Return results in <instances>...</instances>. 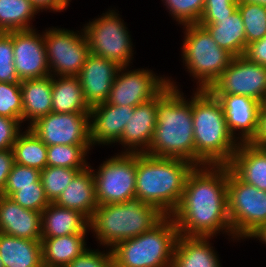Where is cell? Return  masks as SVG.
Masks as SVG:
<instances>
[{
	"label": "cell",
	"instance_id": "1",
	"mask_svg": "<svg viewBox=\"0 0 266 267\" xmlns=\"http://www.w3.org/2000/svg\"><path fill=\"white\" fill-rule=\"evenodd\" d=\"M228 165L195 166L188 174L181 200L170 215L179 235L233 236L227 203ZM231 237V238H230Z\"/></svg>",
	"mask_w": 266,
	"mask_h": 267
},
{
	"label": "cell",
	"instance_id": "2",
	"mask_svg": "<svg viewBox=\"0 0 266 267\" xmlns=\"http://www.w3.org/2000/svg\"><path fill=\"white\" fill-rule=\"evenodd\" d=\"M168 83L157 95V124L146 154L195 165L192 96L186 100L173 79L168 78Z\"/></svg>",
	"mask_w": 266,
	"mask_h": 267
},
{
	"label": "cell",
	"instance_id": "3",
	"mask_svg": "<svg viewBox=\"0 0 266 267\" xmlns=\"http://www.w3.org/2000/svg\"><path fill=\"white\" fill-rule=\"evenodd\" d=\"M195 166L228 165L239 145L230 134L220 100L209 90L192 94Z\"/></svg>",
	"mask_w": 266,
	"mask_h": 267
},
{
	"label": "cell",
	"instance_id": "4",
	"mask_svg": "<svg viewBox=\"0 0 266 267\" xmlns=\"http://www.w3.org/2000/svg\"><path fill=\"white\" fill-rule=\"evenodd\" d=\"M194 164L180 158L137 153L136 197L170 216L177 208Z\"/></svg>",
	"mask_w": 266,
	"mask_h": 267
},
{
	"label": "cell",
	"instance_id": "5",
	"mask_svg": "<svg viewBox=\"0 0 266 267\" xmlns=\"http://www.w3.org/2000/svg\"><path fill=\"white\" fill-rule=\"evenodd\" d=\"M165 216L157 207L134 197L122 203L98 205L89 220V230L100 246L111 249L152 229Z\"/></svg>",
	"mask_w": 266,
	"mask_h": 267
},
{
	"label": "cell",
	"instance_id": "6",
	"mask_svg": "<svg viewBox=\"0 0 266 267\" xmlns=\"http://www.w3.org/2000/svg\"><path fill=\"white\" fill-rule=\"evenodd\" d=\"M178 229L165 216L152 229L111 248L113 267H172Z\"/></svg>",
	"mask_w": 266,
	"mask_h": 267
},
{
	"label": "cell",
	"instance_id": "7",
	"mask_svg": "<svg viewBox=\"0 0 266 267\" xmlns=\"http://www.w3.org/2000/svg\"><path fill=\"white\" fill-rule=\"evenodd\" d=\"M183 64L194 80L197 90H208L229 66L233 56L220 48L208 30L197 24L183 26Z\"/></svg>",
	"mask_w": 266,
	"mask_h": 267
},
{
	"label": "cell",
	"instance_id": "8",
	"mask_svg": "<svg viewBox=\"0 0 266 267\" xmlns=\"http://www.w3.org/2000/svg\"><path fill=\"white\" fill-rule=\"evenodd\" d=\"M227 203L233 236L238 242L266 224V191L240 180L229 166Z\"/></svg>",
	"mask_w": 266,
	"mask_h": 267
},
{
	"label": "cell",
	"instance_id": "9",
	"mask_svg": "<svg viewBox=\"0 0 266 267\" xmlns=\"http://www.w3.org/2000/svg\"><path fill=\"white\" fill-rule=\"evenodd\" d=\"M119 12L108 9L99 18L84 25L82 29L93 55L112 60L121 66H131L133 42L130 32Z\"/></svg>",
	"mask_w": 266,
	"mask_h": 267
},
{
	"label": "cell",
	"instance_id": "10",
	"mask_svg": "<svg viewBox=\"0 0 266 267\" xmlns=\"http://www.w3.org/2000/svg\"><path fill=\"white\" fill-rule=\"evenodd\" d=\"M98 205L122 203L136 197L137 153H117L92 169Z\"/></svg>",
	"mask_w": 266,
	"mask_h": 267
},
{
	"label": "cell",
	"instance_id": "11",
	"mask_svg": "<svg viewBox=\"0 0 266 267\" xmlns=\"http://www.w3.org/2000/svg\"><path fill=\"white\" fill-rule=\"evenodd\" d=\"M53 27L44 30V43L51 76H78L91 54L84 30Z\"/></svg>",
	"mask_w": 266,
	"mask_h": 267
},
{
	"label": "cell",
	"instance_id": "12",
	"mask_svg": "<svg viewBox=\"0 0 266 267\" xmlns=\"http://www.w3.org/2000/svg\"><path fill=\"white\" fill-rule=\"evenodd\" d=\"M213 95H244L266 101V66L244 55L233 57L229 66L208 89Z\"/></svg>",
	"mask_w": 266,
	"mask_h": 267
},
{
	"label": "cell",
	"instance_id": "13",
	"mask_svg": "<svg viewBox=\"0 0 266 267\" xmlns=\"http://www.w3.org/2000/svg\"><path fill=\"white\" fill-rule=\"evenodd\" d=\"M127 67L118 70L107 103L135 107L156 97L169 84L167 76H158L147 68Z\"/></svg>",
	"mask_w": 266,
	"mask_h": 267
},
{
	"label": "cell",
	"instance_id": "14",
	"mask_svg": "<svg viewBox=\"0 0 266 267\" xmlns=\"http://www.w3.org/2000/svg\"><path fill=\"white\" fill-rule=\"evenodd\" d=\"M47 146L92 145L89 113H54L37 119L28 127Z\"/></svg>",
	"mask_w": 266,
	"mask_h": 267
},
{
	"label": "cell",
	"instance_id": "15",
	"mask_svg": "<svg viewBox=\"0 0 266 267\" xmlns=\"http://www.w3.org/2000/svg\"><path fill=\"white\" fill-rule=\"evenodd\" d=\"M41 33L35 28L13 31L14 66L20 80L50 75L44 31Z\"/></svg>",
	"mask_w": 266,
	"mask_h": 267
},
{
	"label": "cell",
	"instance_id": "16",
	"mask_svg": "<svg viewBox=\"0 0 266 267\" xmlns=\"http://www.w3.org/2000/svg\"><path fill=\"white\" fill-rule=\"evenodd\" d=\"M133 106H116L107 102L91 107L89 112L90 141L94 145L117 144L125 125L134 112Z\"/></svg>",
	"mask_w": 266,
	"mask_h": 267
},
{
	"label": "cell",
	"instance_id": "17",
	"mask_svg": "<svg viewBox=\"0 0 266 267\" xmlns=\"http://www.w3.org/2000/svg\"><path fill=\"white\" fill-rule=\"evenodd\" d=\"M224 110L227 128L238 143H248L257 129L258 101L244 95H214ZM238 131V133H236ZM238 135V136H237Z\"/></svg>",
	"mask_w": 266,
	"mask_h": 267
},
{
	"label": "cell",
	"instance_id": "18",
	"mask_svg": "<svg viewBox=\"0 0 266 267\" xmlns=\"http://www.w3.org/2000/svg\"><path fill=\"white\" fill-rule=\"evenodd\" d=\"M120 66L112 60L90 54L78 77L90 107L106 102Z\"/></svg>",
	"mask_w": 266,
	"mask_h": 267
},
{
	"label": "cell",
	"instance_id": "19",
	"mask_svg": "<svg viewBox=\"0 0 266 267\" xmlns=\"http://www.w3.org/2000/svg\"><path fill=\"white\" fill-rule=\"evenodd\" d=\"M157 124V96L135 106L133 115L125 125L118 143L124 147L121 153H146Z\"/></svg>",
	"mask_w": 266,
	"mask_h": 267
},
{
	"label": "cell",
	"instance_id": "20",
	"mask_svg": "<svg viewBox=\"0 0 266 267\" xmlns=\"http://www.w3.org/2000/svg\"><path fill=\"white\" fill-rule=\"evenodd\" d=\"M0 232L22 239L41 240V212L25 209L0 194Z\"/></svg>",
	"mask_w": 266,
	"mask_h": 267
},
{
	"label": "cell",
	"instance_id": "21",
	"mask_svg": "<svg viewBox=\"0 0 266 267\" xmlns=\"http://www.w3.org/2000/svg\"><path fill=\"white\" fill-rule=\"evenodd\" d=\"M198 24L204 26L217 45L228 51L233 57L244 55L247 39L238 9L224 18H200Z\"/></svg>",
	"mask_w": 266,
	"mask_h": 267
},
{
	"label": "cell",
	"instance_id": "22",
	"mask_svg": "<svg viewBox=\"0 0 266 267\" xmlns=\"http://www.w3.org/2000/svg\"><path fill=\"white\" fill-rule=\"evenodd\" d=\"M228 166L243 182L266 191V151L261 146L239 143Z\"/></svg>",
	"mask_w": 266,
	"mask_h": 267
},
{
	"label": "cell",
	"instance_id": "23",
	"mask_svg": "<svg viewBox=\"0 0 266 267\" xmlns=\"http://www.w3.org/2000/svg\"><path fill=\"white\" fill-rule=\"evenodd\" d=\"M212 237L179 235L172 267H222L217 251L209 242Z\"/></svg>",
	"mask_w": 266,
	"mask_h": 267
},
{
	"label": "cell",
	"instance_id": "24",
	"mask_svg": "<svg viewBox=\"0 0 266 267\" xmlns=\"http://www.w3.org/2000/svg\"><path fill=\"white\" fill-rule=\"evenodd\" d=\"M89 231V219L82 213L51 202L41 212L42 238L67 236Z\"/></svg>",
	"mask_w": 266,
	"mask_h": 267
},
{
	"label": "cell",
	"instance_id": "25",
	"mask_svg": "<svg viewBox=\"0 0 266 267\" xmlns=\"http://www.w3.org/2000/svg\"><path fill=\"white\" fill-rule=\"evenodd\" d=\"M54 203L78 211L90 220L94 210L98 207L91 168L87 167L80 171Z\"/></svg>",
	"mask_w": 266,
	"mask_h": 267
},
{
	"label": "cell",
	"instance_id": "26",
	"mask_svg": "<svg viewBox=\"0 0 266 267\" xmlns=\"http://www.w3.org/2000/svg\"><path fill=\"white\" fill-rule=\"evenodd\" d=\"M22 97V123L28 127L37 119L52 112V76L25 79L20 82Z\"/></svg>",
	"mask_w": 266,
	"mask_h": 267
},
{
	"label": "cell",
	"instance_id": "27",
	"mask_svg": "<svg viewBox=\"0 0 266 267\" xmlns=\"http://www.w3.org/2000/svg\"><path fill=\"white\" fill-rule=\"evenodd\" d=\"M3 267H44L41 240L22 239L0 232Z\"/></svg>",
	"mask_w": 266,
	"mask_h": 267
},
{
	"label": "cell",
	"instance_id": "28",
	"mask_svg": "<svg viewBox=\"0 0 266 267\" xmlns=\"http://www.w3.org/2000/svg\"><path fill=\"white\" fill-rule=\"evenodd\" d=\"M87 233L41 238L44 267H68L70 263L88 249Z\"/></svg>",
	"mask_w": 266,
	"mask_h": 267
},
{
	"label": "cell",
	"instance_id": "29",
	"mask_svg": "<svg viewBox=\"0 0 266 267\" xmlns=\"http://www.w3.org/2000/svg\"><path fill=\"white\" fill-rule=\"evenodd\" d=\"M78 76H52V112L89 113Z\"/></svg>",
	"mask_w": 266,
	"mask_h": 267
},
{
	"label": "cell",
	"instance_id": "30",
	"mask_svg": "<svg viewBox=\"0 0 266 267\" xmlns=\"http://www.w3.org/2000/svg\"><path fill=\"white\" fill-rule=\"evenodd\" d=\"M26 128L12 146L14 163L42 171L47 166V145Z\"/></svg>",
	"mask_w": 266,
	"mask_h": 267
},
{
	"label": "cell",
	"instance_id": "31",
	"mask_svg": "<svg viewBox=\"0 0 266 267\" xmlns=\"http://www.w3.org/2000/svg\"><path fill=\"white\" fill-rule=\"evenodd\" d=\"M38 13L31 0H0V32L34 29L31 22Z\"/></svg>",
	"mask_w": 266,
	"mask_h": 267
},
{
	"label": "cell",
	"instance_id": "32",
	"mask_svg": "<svg viewBox=\"0 0 266 267\" xmlns=\"http://www.w3.org/2000/svg\"><path fill=\"white\" fill-rule=\"evenodd\" d=\"M92 145H64L47 146V166L71 169H86L89 167L87 153ZM89 151V152H88Z\"/></svg>",
	"mask_w": 266,
	"mask_h": 267
},
{
	"label": "cell",
	"instance_id": "33",
	"mask_svg": "<svg viewBox=\"0 0 266 267\" xmlns=\"http://www.w3.org/2000/svg\"><path fill=\"white\" fill-rule=\"evenodd\" d=\"M237 9L242 17L247 45L264 38L266 36V6L239 0Z\"/></svg>",
	"mask_w": 266,
	"mask_h": 267
},
{
	"label": "cell",
	"instance_id": "34",
	"mask_svg": "<svg viewBox=\"0 0 266 267\" xmlns=\"http://www.w3.org/2000/svg\"><path fill=\"white\" fill-rule=\"evenodd\" d=\"M82 170L85 169L46 166L41 171L40 179L48 201L55 202L65 187Z\"/></svg>",
	"mask_w": 266,
	"mask_h": 267
},
{
	"label": "cell",
	"instance_id": "35",
	"mask_svg": "<svg viewBox=\"0 0 266 267\" xmlns=\"http://www.w3.org/2000/svg\"><path fill=\"white\" fill-rule=\"evenodd\" d=\"M172 19L185 26L197 24L204 10L205 0H162Z\"/></svg>",
	"mask_w": 266,
	"mask_h": 267
},
{
	"label": "cell",
	"instance_id": "36",
	"mask_svg": "<svg viewBox=\"0 0 266 267\" xmlns=\"http://www.w3.org/2000/svg\"><path fill=\"white\" fill-rule=\"evenodd\" d=\"M20 82H0V116L22 121Z\"/></svg>",
	"mask_w": 266,
	"mask_h": 267
},
{
	"label": "cell",
	"instance_id": "37",
	"mask_svg": "<svg viewBox=\"0 0 266 267\" xmlns=\"http://www.w3.org/2000/svg\"><path fill=\"white\" fill-rule=\"evenodd\" d=\"M11 198L21 207L36 212H42L50 204L42 182H34V186L17 187Z\"/></svg>",
	"mask_w": 266,
	"mask_h": 267
},
{
	"label": "cell",
	"instance_id": "38",
	"mask_svg": "<svg viewBox=\"0 0 266 267\" xmlns=\"http://www.w3.org/2000/svg\"><path fill=\"white\" fill-rule=\"evenodd\" d=\"M41 171L28 166L13 163L3 192L4 196L11 197L17 187L34 186V182H41Z\"/></svg>",
	"mask_w": 266,
	"mask_h": 267
},
{
	"label": "cell",
	"instance_id": "39",
	"mask_svg": "<svg viewBox=\"0 0 266 267\" xmlns=\"http://www.w3.org/2000/svg\"><path fill=\"white\" fill-rule=\"evenodd\" d=\"M0 82H21L14 66L13 31L0 32Z\"/></svg>",
	"mask_w": 266,
	"mask_h": 267
},
{
	"label": "cell",
	"instance_id": "40",
	"mask_svg": "<svg viewBox=\"0 0 266 267\" xmlns=\"http://www.w3.org/2000/svg\"><path fill=\"white\" fill-rule=\"evenodd\" d=\"M68 267H113L112 253L110 249H87L76 257Z\"/></svg>",
	"mask_w": 266,
	"mask_h": 267
},
{
	"label": "cell",
	"instance_id": "41",
	"mask_svg": "<svg viewBox=\"0 0 266 267\" xmlns=\"http://www.w3.org/2000/svg\"><path fill=\"white\" fill-rule=\"evenodd\" d=\"M22 121L0 116V150H10L21 133Z\"/></svg>",
	"mask_w": 266,
	"mask_h": 267
},
{
	"label": "cell",
	"instance_id": "42",
	"mask_svg": "<svg viewBox=\"0 0 266 267\" xmlns=\"http://www.w3.org/2000/svg\"><path fill=\"white\" fill-rule=\"evenodd\" d=\"M239 0H205L201 18H224L230 16L238 6Z\"/></svg>",
	"mask_w": 266,
	"mask_h": 267
},
{
	"label": "cell",
	"instance_id": "43",
	"mask_svg": "<svg viewBox=\"0 0 266 267\" xmlns=\"http://www.w3.org/2000/svg\"><path fill=\"white\" fill-rule=\"evenodd\" d=\"M244 56L252 62L266 66V36L248 44Z\"/></svg>",
	"mask_w": 266,
	"mask_h": 267
},
{
	"label": "cell",
	"instance_id": "44",
	"mask_svg": "<svg viewBox=\"0 0 266 267\" xmlns=\"http://www.w3.org/2000/svg\"><path fill=\"white\" fill-rule=\"evenodd\" d=\"M248 143L254 146H261L266 143V101L260 104L257 129L254 137Z\"/></svg>",
	"mask_w": 266,
	"mask_h": 267
},
{
	"label": "cell",
	"instance_id": "45",
	"mask_svg": "<svg viewBox=\"0 0 266 267\" xmlns=\"http://www.w3.org/2000/svg\"><path fill=\"white\" fill-rule=\"evenodd\" d=\"M14 163L13 151L0 150V194L3 192L8 175Z\"/></svg>",
	"mask_w": 266,
	"mask_h": 267
},
{
	"label": "cell",
	"instance_id": "46",
	"mask_svg": "<svg viewBox=\"0 0 266 267\" xmlns=\"http://www.w3.org/2000/svg\"><path fill=\"white\" fill-rule=\"evenodd\" d=\"M38 11L63 12L67 9V5L62 0H31Z\"/></svg>",
	"mask_w": 266,
	"mask_h": 267
},
{
	"label": "cell",
	"instance_id": "47",
	"mask_svg": "<svg viewBox=\"0 0 266 267\" xmlns=\"http://www.w3.org/2000/svg\"><path fill=\"white\" fill-rule=\"evenodd\" d=\"M258 239L262 244L266 245V224L261 225L254 233H252L248 239Z\"/></svg>",
	"mask_w": 266,
	"mask_h": 267
},
{
	"label": "cell",
	"instance_id": "48",
	"mask_svg": "<svg viewBox=\"0 0 266 267\" xmlns=\"http://www.w3.org/2000/svg\"><path fill=\"white\" fill-rule=\"evenodd\" d=\"M242 1H247V2H251V3H257L263 6H266V0H242Z\"/></svg>",
	"mask_w": 266,
	"mask_h": 267
},
{
	"label": "cell",
	"instance_id": "49",
	"mask_svg": "<svg viewBox=\"0 0 266 267\" xmlns=\"http://www.w3.org/2000/svg\"><path fill=\"white\" fill-rule=\"evenodd\" d=\"M67 6H69L71 0H62Z\"/></svg>",
	"mask_w": 266,
	"mask_h": 267
},
{
	"label": "cell",
	"instance_id": "50",
	"mask_svg": "<svg viewBox=\"0 0 266 267\" xmlns=\"http://www.w3.org/2000/svg\"><path fill=\"white\" fill-rule=\"evenodd\" d=\"M261 147L266 151V143L261 145Z\"/></svg>",
	"mask_w": 266,
	"mask_h": 267
},
{
	"label": "cell",
	"instance_id": "51",
	"mask_svg": "<svg viewBox=\"0 0 266 267\" xmlns=\"http://www.w3.org/2000/svg\"><path fill=\"white\" fill-rule=\"evenodd\" d=\"M0 267H3V264H2V262H1V259H0Z\"/></svg>",
	"mask_w": 266,
	"mask_h": 267
}]
</instances>
